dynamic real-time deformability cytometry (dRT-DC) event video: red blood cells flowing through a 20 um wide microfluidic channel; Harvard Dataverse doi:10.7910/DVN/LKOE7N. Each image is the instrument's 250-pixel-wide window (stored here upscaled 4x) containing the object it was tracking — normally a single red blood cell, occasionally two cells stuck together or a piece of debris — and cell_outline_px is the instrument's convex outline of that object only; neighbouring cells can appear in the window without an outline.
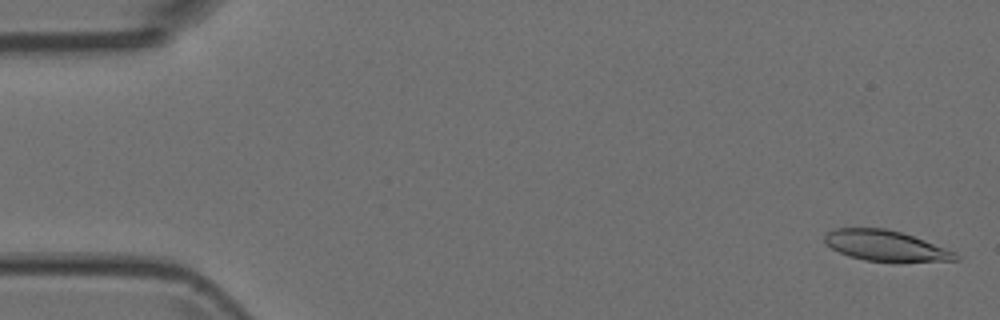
{"species": "Egyptian fruit bat (a non-hibernating species)", "species_latin": "Rousettus aegyptiacus", "temperature_condition": "room temperature", "stored_images_in_passage": 32, "camera_frame_rate_fps": 3000, "um_per_image_px": 0.085, "animal": {"sex": "female"}, "frame": {"image": 1, "passage_image": 2, "time_ms": 0.333, "image_size_px": [1000, 320], "cell_outline_px": [[960, 260], [864, 260], [848, 256], [832, 248], [824, 240], [824, 236], [828, 232], [836, 228], [884, 228], [900, 232], [924, 240], [956, 252], [960, 256]], "centroid_in_image_um": [75.25, 20.86], "position_along_channel_um": 9.8, "area_um2": 22.54}}
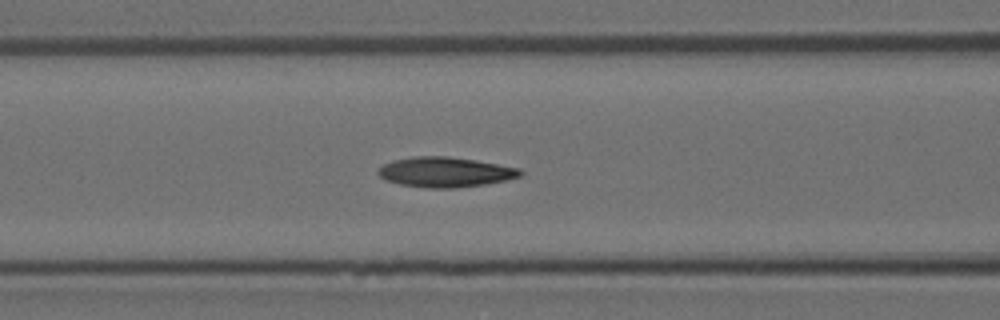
{"frame": {"image": 2, "passage_image": 21, "time_ms": 6.667, "image_size_px": [1000, 320], "cell_outline_px": [[524, 172], [520, 176], [504, 180], [484, 184], [456, 188], [428, 188], [400, 184], [388, 180], [380, 176], [376, 172], [384, 164], [392, 160], [412, 156], [448, 156], [476, 160], [520, 168]], "centroid_in_image_um": [37.84, 14.62], "position_along_channel_um": 128.8, "area_um2": 24.8}}
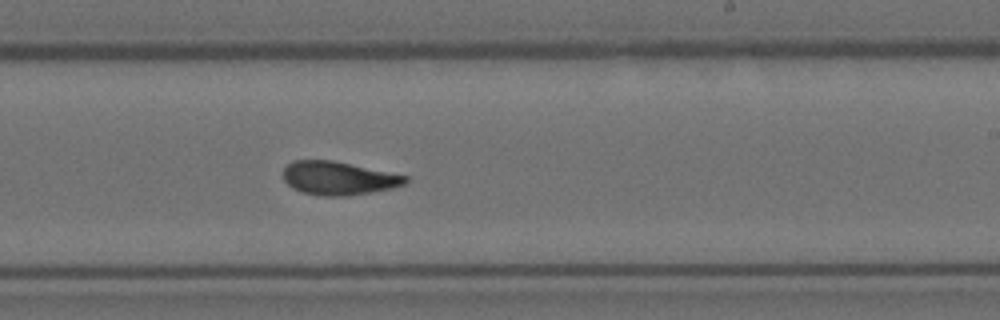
{"frame": {"image": 3, "passage_image": 31, "time_ms": 10.0, "image_size_px": [1000, 320], "cell_outline_px": [[408, 180], [404, 184], [392, 188], [372, 192], [344, 196], [320, 196], [300, 192], [292, 188], [284, 180], [284, 168], [292, 160], [332, 160], [408, 176]], "centroid_in_image_um": [28.74, 15.15], "position_along_channel_um": 260.3, "area_um2": 23.76}}